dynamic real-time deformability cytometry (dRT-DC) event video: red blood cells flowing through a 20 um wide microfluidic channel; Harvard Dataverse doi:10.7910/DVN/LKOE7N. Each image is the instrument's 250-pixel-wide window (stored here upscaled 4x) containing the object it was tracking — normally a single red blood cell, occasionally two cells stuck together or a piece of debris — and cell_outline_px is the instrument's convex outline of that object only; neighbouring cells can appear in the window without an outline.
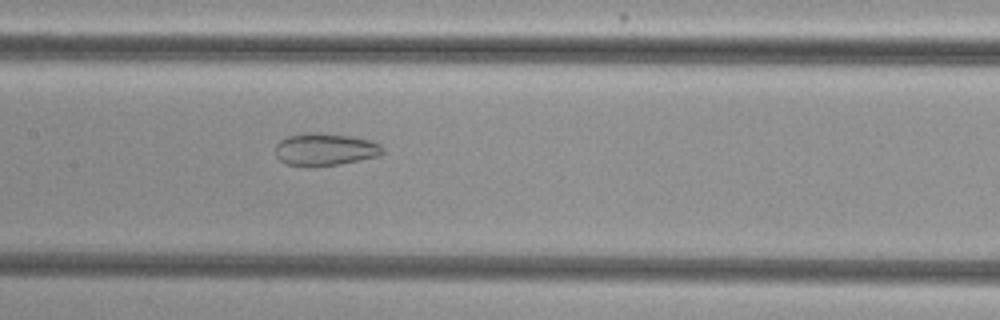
{"species": "common noctule bat (a hibernating species)", "species_latin": "Nyctalus noctula", "temperature_condition": "cold", "stored_images_in_passage": 41, "camera_frame_rate_fps": 3000, "um_per_image_px": 0.085, "animal": {"sex": "female", "body_mass_g": 29.2, "forearm_length_mm": 56.3}, "frame": {"image": 1, "passage_image": 14, "time_ms": 4.333, "image_size_px": [1000, 320], "cell_outline_px": [[384, 152], [380, 156], [340, 164], [312, 168], [308, 168], [284, 164], [276, 156], [276, 144], [280, 140], [288, 136], [308, 132], [316, 132], [352, 136], [372, 140], [380, 144], [384, 148]], "centroid_in_image_um": [27.63, 12.72], "position_along_channel_um": 179.8, "area_um2": 20.87}}
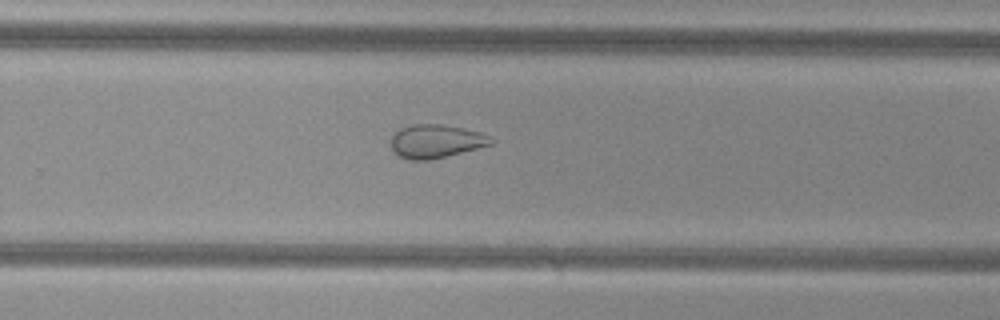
{"frame": {"image": 2, "passage_image": 23, "time_ms": 7.333, "image_size_px": [1000, 320], "cell_outline_px": [[496, 140], [492, 144], [428, 160], [408, 160], [392, 152], [392, 136], [400, 128], [412, 124], [440, 124], [480, 132], [492, 136]], "centroid_in_image_um": [37.05, 12.0], "position_along_channel_um": 292.8, "area_um2": 19.31}}
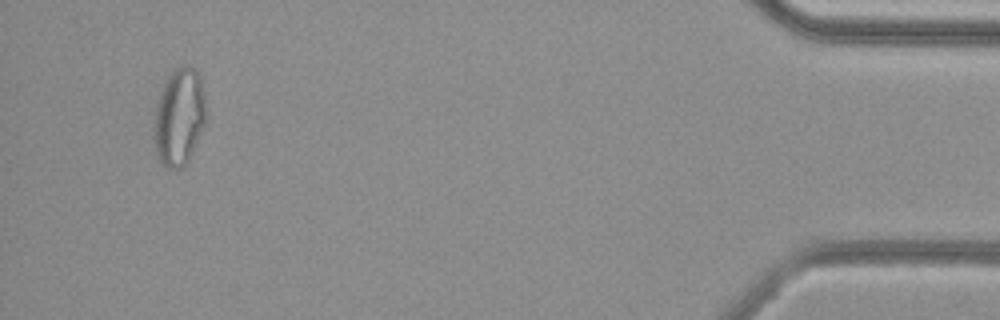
{"frame": {"image": 3, "passage_image": 39, "time_ms": 12.667, "image_size_px": [1000, 320], "cell_outline_px": [[208, 116], [188, 164], [184, 168], [168, 168], [156, 156], [152, 132], [156, 104], [160, 92], [168, 76], [176, 68], [184, 64], [196, 68], [200, 76], [204, 92]], "centroid_in_image_um": [15.24, 9.95], "position_along_channel_um": 420.0, "area_um2": 30.35}, "authors_computed_cell_mechanics": {"area_um2": 24.565, "velocity_mm_per_s": 3.7732, "shape_relaxation_time_tau1_ms": null, "shape_relaxation_time_tau2_ms": 2.6123, "deformation_change_tau1": null, "deformation_change_tau2": 0.0952}}